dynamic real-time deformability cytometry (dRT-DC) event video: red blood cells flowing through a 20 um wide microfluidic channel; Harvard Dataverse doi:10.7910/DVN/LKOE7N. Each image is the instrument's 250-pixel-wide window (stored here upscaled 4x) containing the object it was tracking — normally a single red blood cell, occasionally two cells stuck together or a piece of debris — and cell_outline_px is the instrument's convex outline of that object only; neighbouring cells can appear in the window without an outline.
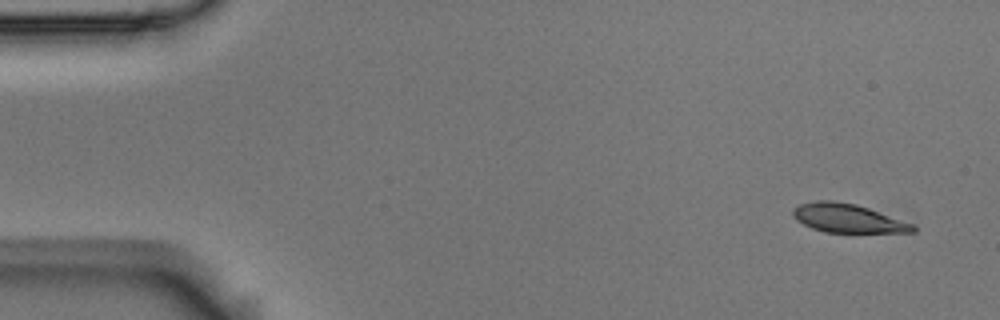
{"species": "Egyptian fruit bat (a non-hibernating species)", "species_latin": "Rousettus aegyptiacus", "temperature_condition": "room temperature", "stored_images_in_passage": 54, "camera_frame_rate_fps": 3000, "um_per_image_px": 0.085, "animal": {"sex": "male"}, "frame": {"image": 1, "passage_image": 1, "time_ms": 0.0, "image_size_px": [1000, 320], "cell_outline_px": [[916, 232], [824, 232], [812, 228], [796, 220], [792, 216], [792, 208], [800, 204], [816, 200], [832, 200], [856, 204], [868, 208], [912, 224], [916, 228]], "centroid_in_image_um": [71.99, 18.54], "position_along_channel_um": 13.0, "area_um2": 19.88}}
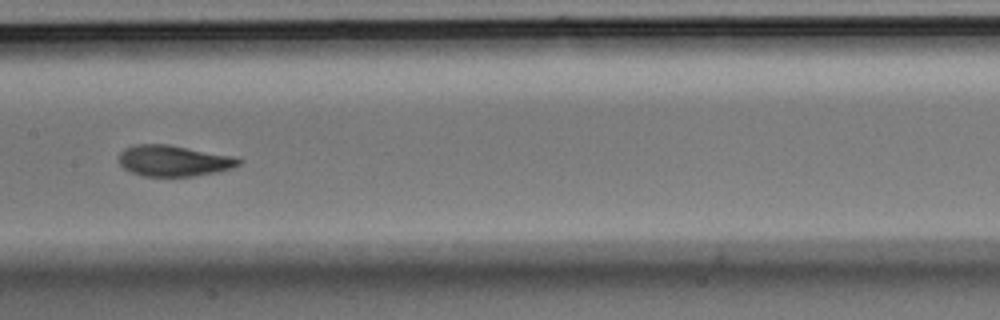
{"frame": {"image": 2, "passage_image": 26, "time_ms": 8.333, "image_size_px": [1000, 320], "cell_outline_px": [[244, 160], [240, 164], [232, 168], [216, 172], [192, 176], [144, 176], [132, 172], [124, 168], [120, 164], [120, 152], [124, 148], [136, 144], [168, 144], [236, 156]], "centroid_in_image_um": [14.81, 13.65], "position_along_channel_um": 192.6, "area_um2": 21.73}}
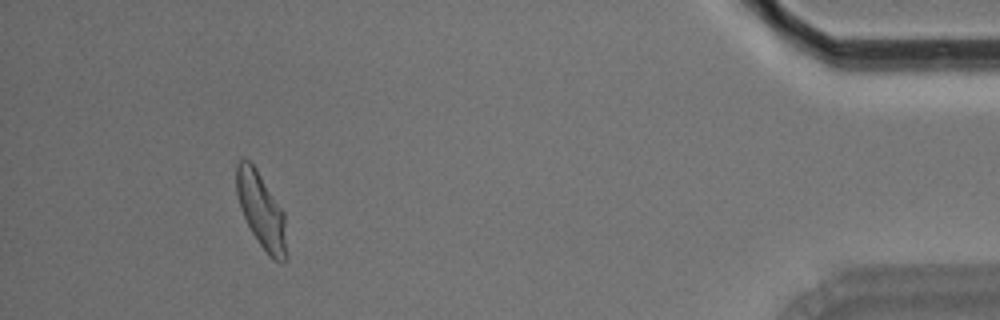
{"frame": {"image": 3, "passage_image": 50, "time_ms": 16.333, "image_size_px": [1000, 320], "cell_outline_px": [[288, 256], [284, 260], [272, 260], [268, 256], [252, 232], [240, 208], [236, 192], [236, 164], [244, 156], [256, 168], [284, 212]], "centroid_in_image_um": [22.21, 17.9], "position_along_channel_um": 413.0, "area_um2": 22.02}, "authors_computed_cell_mechanics": {"area_um2": 21.7906, "velocity_mm_per_s": 3.5338, "shape_relaxation_time_tau1_ms": 3.3702, "shape_relaxation_time_tau2_ms": 1.261, "deformation_change_tau1": 0.1421, "deformation_change_tau2": 0.0686}}